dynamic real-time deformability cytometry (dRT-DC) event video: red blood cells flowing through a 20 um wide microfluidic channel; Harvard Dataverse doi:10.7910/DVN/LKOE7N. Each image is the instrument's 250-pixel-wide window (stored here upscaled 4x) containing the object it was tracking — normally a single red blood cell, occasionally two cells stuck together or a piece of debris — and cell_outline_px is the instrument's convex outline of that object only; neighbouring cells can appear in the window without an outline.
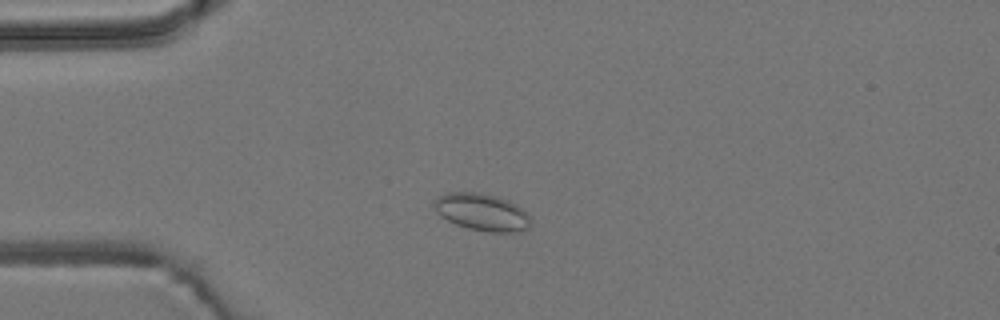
{"species": "common noctule bat (a hibernating species)", "species_latin": "Nyctalus noctula", "temperature_condition": "room temperature", "stored_images_in_passage": 51, "camera_frame_rate_fps": 3000, "um_per_image_px": 0.085, "animal": {"sex": "male", "body_mass_g": 19.2, "forearm_length_mm": 51.8}, "frame": {"image": 1, "passage_image": 10, "time_ms": 3.0, "image_size_px": [1000, 320], "cell_outline_px": [[532, 224], [528, 228], [516, 232], [488, 232], [468, 228], [456, 224], [440, 216], [436, 212], [432, 204], [436, 196], [448, 192], [472, 192], [496, 196], [508, 200], [516, 204], [528, 212], [532, 220]], "centroid_in_image_um": [40.97, 18.03], "position_along_channel_um": 44.0, "area_um2": 21.21}}
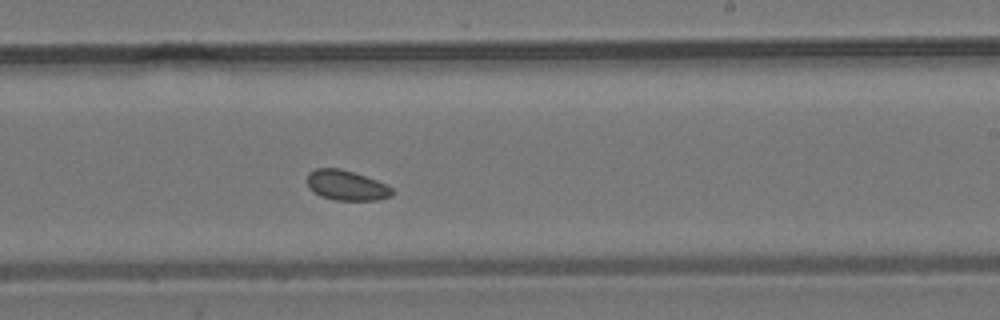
{"frame": {"image": 2, "passage_image": 29, "time_ms": 9.333, "image_size_px": [1000, 320], "cell_outline_px": [[396, 192], [392, 196], [380, 200], [336, 200], [320, 196], [312, 192], [308, 188], [308, 172], [316, 168], [340, 168], [388, 184]], "centroid_in_image_um": [29.47, 15.77], "position_along_channel_um": 259.5, "area_um2": 15.09}}
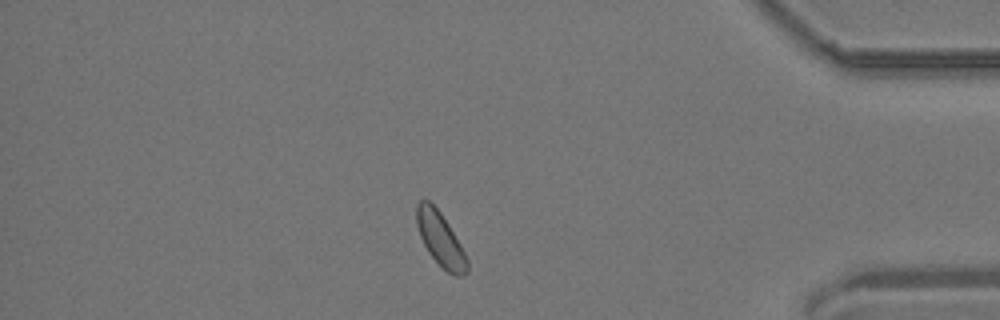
{"frame": {"image": 3, "passage_image": 43, "time_ms": 14.0, "image_size_px": [1000, 320], "cell_outline_px": [[468, 272], [464, 276], [456, 276], [448, 272], [428, 252], [420, 236], [416, 224], [416, 204], [420, 200], [428, 200], [440, 212], [448, 224], [460, 244], [468, 260]], "centroid_in_image_um": [37.43, 20.33], "position_along_channel_um": 397.8, "area_um2": 15.61}, "authors_computed_cell_mechanics": {"area_um2": 15.8372, "velocity_mm_per_s": 3.7558, "shape_relaxation_time_tau1_ms": null, "shape_relaxation_time_tau2_ms": 2.5555, "deformation_change_tau1": null, "deformation_change_tau2": 0.0512}}